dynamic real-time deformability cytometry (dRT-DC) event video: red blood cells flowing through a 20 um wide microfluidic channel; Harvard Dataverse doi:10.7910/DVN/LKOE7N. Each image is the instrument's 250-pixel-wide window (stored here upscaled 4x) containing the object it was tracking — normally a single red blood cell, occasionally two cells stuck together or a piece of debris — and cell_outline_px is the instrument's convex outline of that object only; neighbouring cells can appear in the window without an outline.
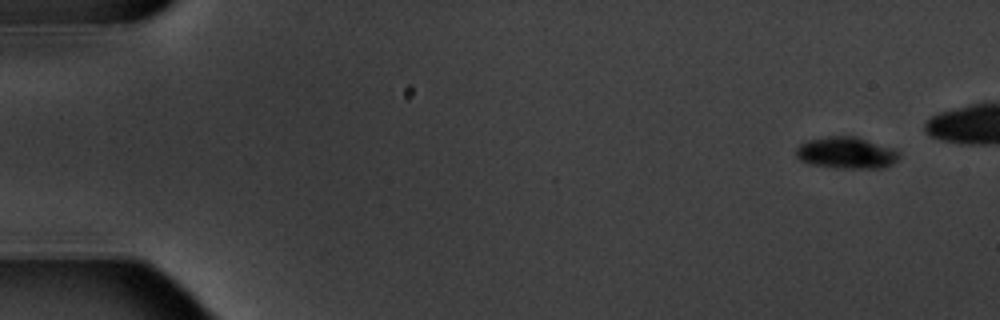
{"species": "common noctule bat (a hibernating species)", "species_latin": "Nyctalus noctula", "temperature_condition": "warm", "stored_images_in_passage": 7, "camera_frame_rate_fps": 3000, "um_per_image_px": 0.085, "animal": {"sex": "male", "body_mass_g": 20.1, "forearm_length_mm": 53.5}, "frame": {"image": 1, "passage_image": 1, "time_ms": 0.0, "image_size_px": [1000, 320], "cell_outline_px": [[900, 156], [892, 164], [880, 168], [836, 168], [808, 164], [800, 160], [796, 156], [796, 148], [800, 144], [808, 140], [828, 136], [856, 136], [896, 148], [900, 152]], "centroid_in_image_um": [71.96, 12.99], "position_along_channel_um": 13.0, "area_um2": 19.31}}
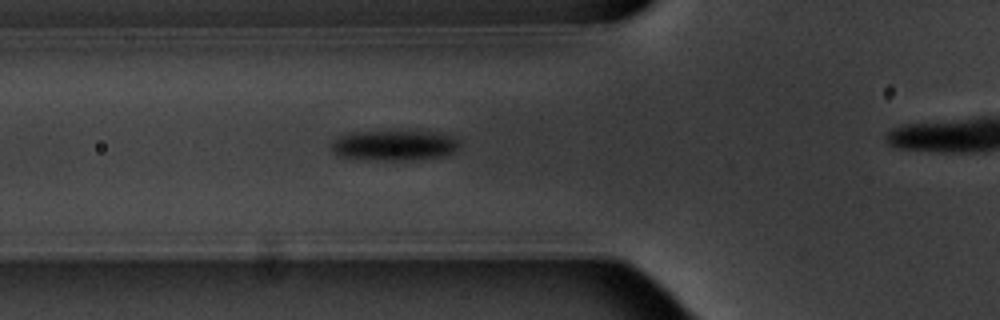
{"frame": {"image": 2, "passage_image": 6, "time_ms": 6.0, "image_size_px": [1000, 320], "cell_outline_px": [[460, 144], [448, 156], [396, 160], [388, 160], [340, 156], [332, 152], [328, 148], [340, 136], [348, 132], [428, 132], [452, 136], [460, 140]], "centroid_in_image_um": [33.51, 12.35], "position_along_channel_um": 92.3, "area_um2": 22.08}}